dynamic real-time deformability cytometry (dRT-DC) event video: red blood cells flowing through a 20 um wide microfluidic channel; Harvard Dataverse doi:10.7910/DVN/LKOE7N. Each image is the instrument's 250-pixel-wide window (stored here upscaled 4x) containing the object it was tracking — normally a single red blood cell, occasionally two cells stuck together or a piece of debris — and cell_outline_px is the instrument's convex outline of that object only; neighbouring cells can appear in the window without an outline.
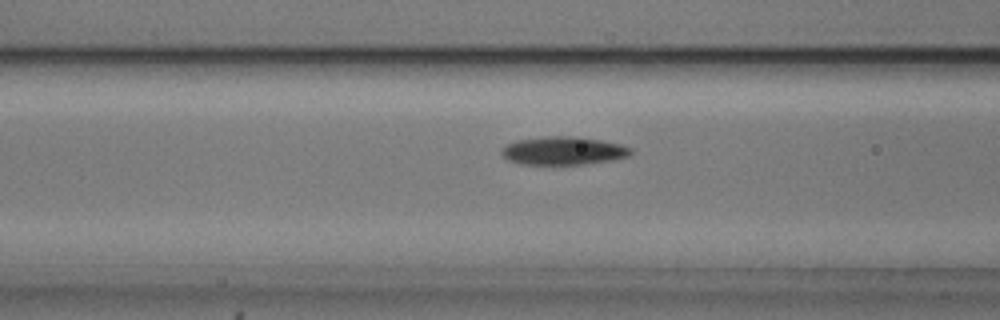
{"species": "common noctule bat (a hibernating species)", "species_latin": "Nyctalus noctula", "temperature_condition": "cold", "stored_images_in_passage": 47, "camera_frame_rate_fps": 3000, "um_per_image_px": 0.085, "animal": {"sex": "male", "body_mass_g": 20.5, "forearm_length_mm": 52.5}, "frame": {"image": 1, "passage_image": 14, "time_ms": 4.333, "image_size_px": [1000, 320], "cell_outline_px": [[632, 156], [612, 160], [580, 164], [520, 164], [508, 160], [500, 152], [508, 144], [516, 140], [548, 136], [576, 136], [600, 140], [620, 144], [632, 148]], "centroid_in_image_um": [47.92, 12.81], "position_along_channel_um": 118.7, "area_um2": 21.15}}
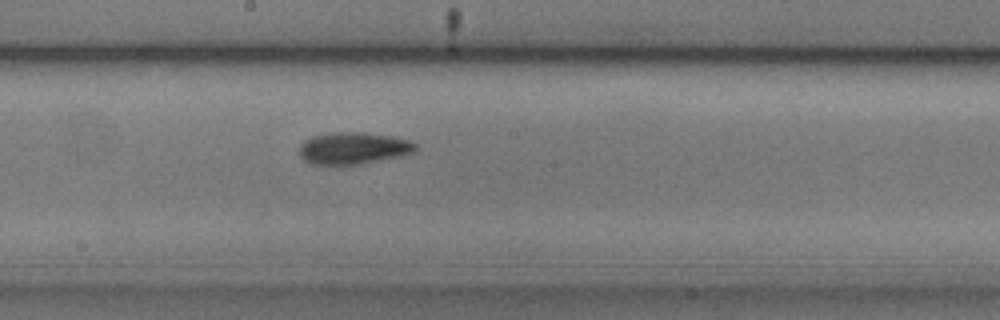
{"frame": {"image": 2, "passage_image": 22, "time_ms": 7.0, "image_size_px": [1000, 320], "cell_outline_px": [[416, 148], [412, 152], [400, 156], [360, 164], [312, 164], [304, 160], [300, 156], [300, 144], [304, 140], [312, 136], [332, 132], [364, 132], [392, 136], [408, 140], [416, 144]], "centroid_in_image_um": [30.0, 12.58], "position_along_channel_um": 218.2, "area_um2": 21.5}}
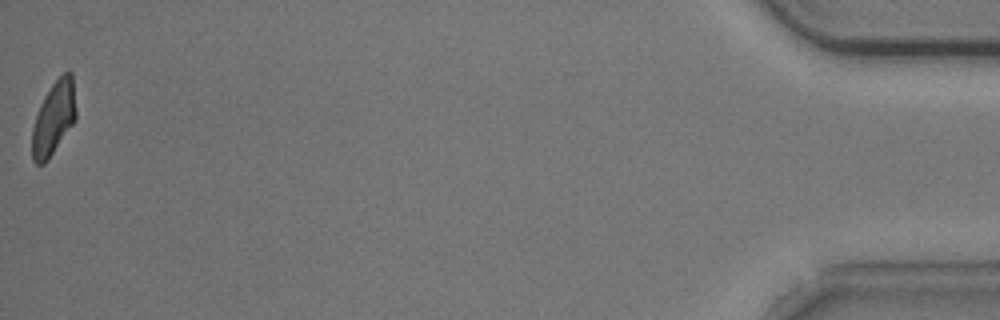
{"frame": {"image": 3, "passage_image": 47, "time_ms": 15.333, "image_size_px": [1000, 320], "cell_outline_px": [[76, 120], [48, 160], [44, 164], [36, 164], [32, 160], [32, 128], [40, 104], [44, 96], [52, 84], [64, 72], [72, 72], [76, 108]], "centroid_in_image_um": [4.57, 10.06], "position_along_channel_um": 430.6, "area_um2": 18.84}, "authors_computed_cell_mechanics": {"area_um2": 20.23, "velocity_mm_per_s": 3.7196, "shape_relaxation_time_tau1_ms": 2.7196, "shape_relaxation_time_tau2_ms": null, "deformation_change_tau1": 0.1315, "deformation_change_tau2": null}}